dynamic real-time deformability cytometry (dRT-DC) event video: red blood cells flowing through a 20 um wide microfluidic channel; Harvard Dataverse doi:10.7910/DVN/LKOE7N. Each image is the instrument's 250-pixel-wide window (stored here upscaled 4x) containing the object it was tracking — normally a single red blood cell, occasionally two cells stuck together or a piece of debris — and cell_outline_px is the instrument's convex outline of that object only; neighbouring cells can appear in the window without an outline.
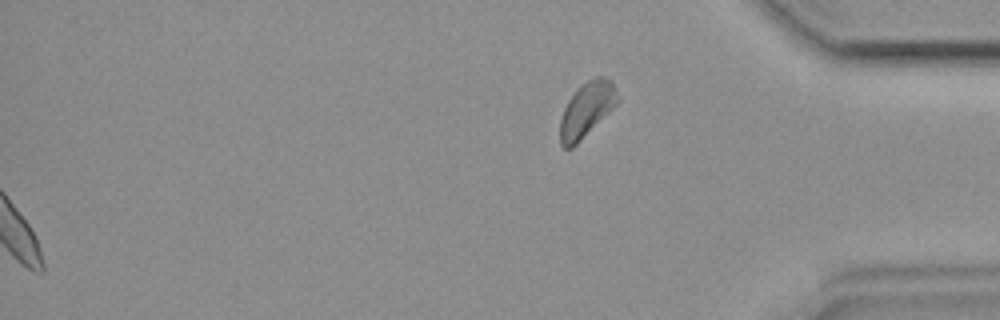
{"species": "common noctule bat (a hibernating species)", "species_latin": "Nyctalus noctula", "temperature_condition": "room temperature", "stored_images_in_passage": 48, "segment_of_instrument_passage": [2, 2], "camera_frame_rate_fps": 3000, "um_per_image_px": 0.085, "animal": {"sex": "female", "body_mass_g": 19.9}, "frame": {"image": 1, "passage_image": 48, "time_ms": 15.667, "image_size_px": [1000, 320], "cell_outline_px": [[620, 100], [572, 148], [564, 148], [560, 144], [560, 120], [564, 108], [568, 100], [580, 84], [596, 76], [604, 76], [612, 80]], "centroid_in_image_um": [49.86, 9.27], "position_along_channel_um": 385.3, "area_um2": 18.15}}